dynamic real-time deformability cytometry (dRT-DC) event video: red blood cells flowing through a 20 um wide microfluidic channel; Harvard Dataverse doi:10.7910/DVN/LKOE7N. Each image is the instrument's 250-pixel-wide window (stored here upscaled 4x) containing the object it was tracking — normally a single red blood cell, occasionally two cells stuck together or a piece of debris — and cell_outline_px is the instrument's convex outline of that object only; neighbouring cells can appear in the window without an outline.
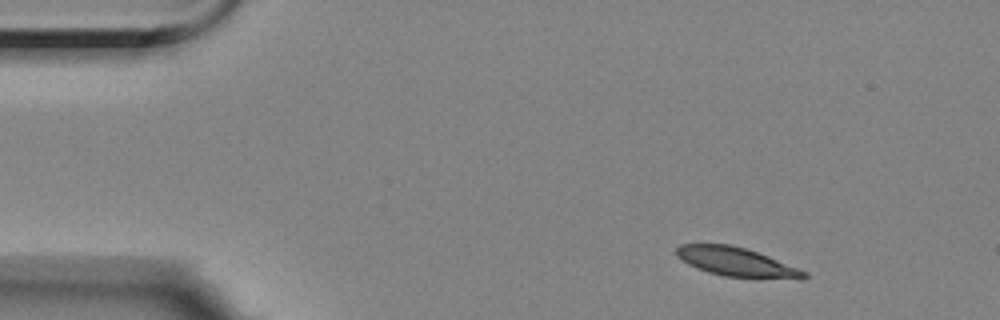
{"species": "Egyptian fruit bat (a non-hibernating species)", "species_latin": "Rousettus aegyptiacus", "temperature_condition": "room temperature", "stored_images_in_passage": 4, "camera_frame_rate_fps": 3000, "um_per_image_px": 0.085, "animal": {"sex": "female"}, "frame": {"image": 1, "passage_image": 2, "time_ms": 1.0, "image_size_px": [1000, 320], "cell_outline_px": [[808, 276], [724, 276], [708, 272], [696, 268], [688, 264], [676, 256], [676, 248], [680, 244], [728, 244], [744, 248], [768, 256], [808, 272]], "centroid_in_image_um": [62.41, 22.2], "position_along_channel_um": 22.6, "area_um2": 20.35}}